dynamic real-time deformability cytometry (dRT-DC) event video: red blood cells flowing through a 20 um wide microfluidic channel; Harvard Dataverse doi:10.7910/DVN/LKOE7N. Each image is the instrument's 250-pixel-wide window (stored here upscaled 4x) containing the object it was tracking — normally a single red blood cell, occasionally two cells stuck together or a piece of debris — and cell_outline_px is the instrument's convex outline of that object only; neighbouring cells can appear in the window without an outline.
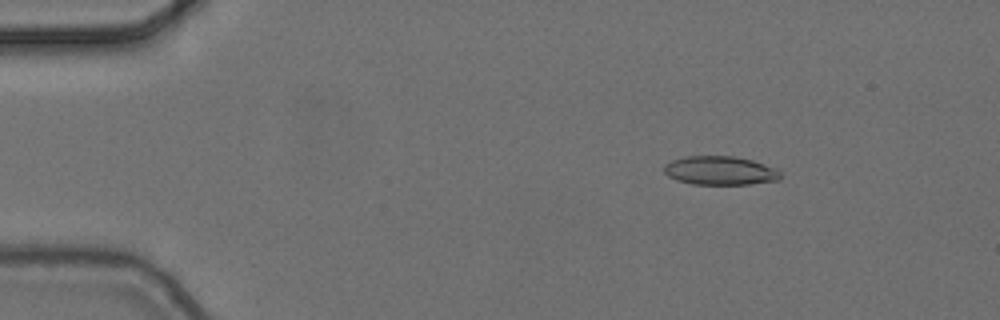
{"species": "common noctule bat (a hibernating species)", "species_latin": "Nyctalus noctula", "temperature_condition": "cold", "stored_images_in_passage": 7, "camera_frame_rate_fps": 3000, "um_per_image_px": 0.085, "animal": {"sex": "female", "body_mass_g": 24.6, "forearm_length_mm": 56.2}, "frame": {"image": 1, "passage_image": 3, "time_ms": 0.667, "image_size_px": [1000, 320], "cell_outline_px": [[780, 180], [748, 184], [692, 184], [676, 180], [668, 176], [664, 172], [664, 164], [672, 160], [688, 156], [732, 156], [752, 160], [772, 168], [780, 172]], "centroid_in_image_um": [61.16, 14.5], "position_along_channel_um": 23.8, "area_um2": 19.31}}
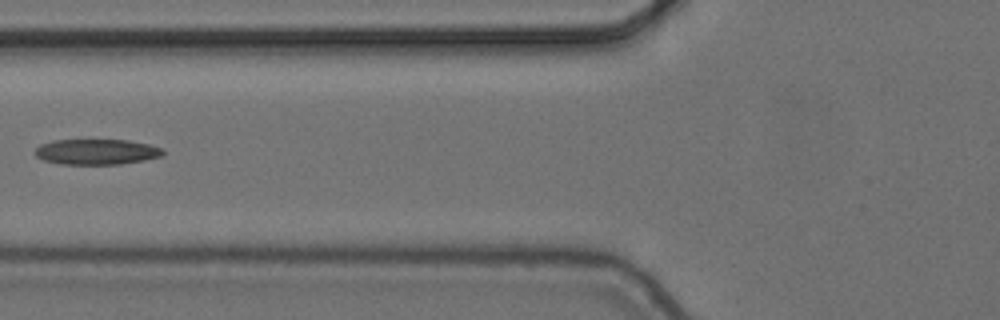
{"frame": {"image": 2, "passage_image": 6, "time_ms": 1.667, "image_size_px": [1000, 320], "cell_outline_px": [[164, 152], [160, 156], [144, 160], [120, 164], [60, 164], [44, 160], [36, 156], [32, 152], [40, 144], [52, 140], [128, 140], [148, 144], [164, 148]], "centroid_in_image_um": [8.18, 12.9], "position_along_channel_um": 117.6, "area_um2": 19.07}}
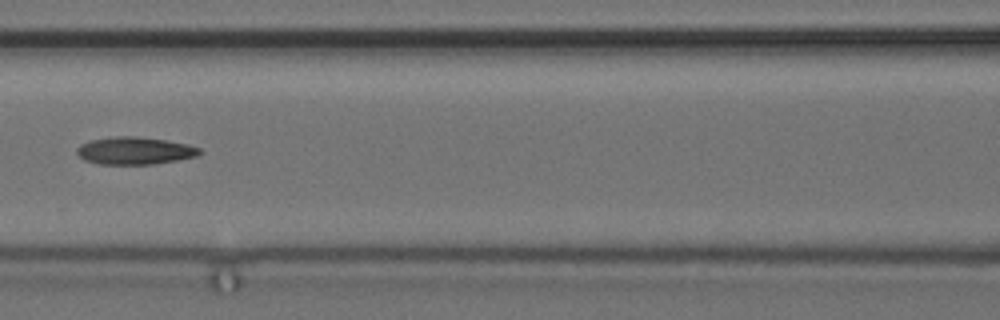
{"frame": {"image": 3, "passage_image": 7, "time_ms": 2.0, "image_size_px": [1000, 320], "cell_outline_px": [[204, 152], [196, 156], [156, 164], [100, 164], [84, 160], [76, 152], [76, 148], [80, 144], [92, 140], [116, 136], [136, 136], [164, 140], [188, 144], [200, 148]], "centroid_in_image_um": [11.46, 12.81], "position_along_channel_um": 155.1, "area_um2": 19.59}}